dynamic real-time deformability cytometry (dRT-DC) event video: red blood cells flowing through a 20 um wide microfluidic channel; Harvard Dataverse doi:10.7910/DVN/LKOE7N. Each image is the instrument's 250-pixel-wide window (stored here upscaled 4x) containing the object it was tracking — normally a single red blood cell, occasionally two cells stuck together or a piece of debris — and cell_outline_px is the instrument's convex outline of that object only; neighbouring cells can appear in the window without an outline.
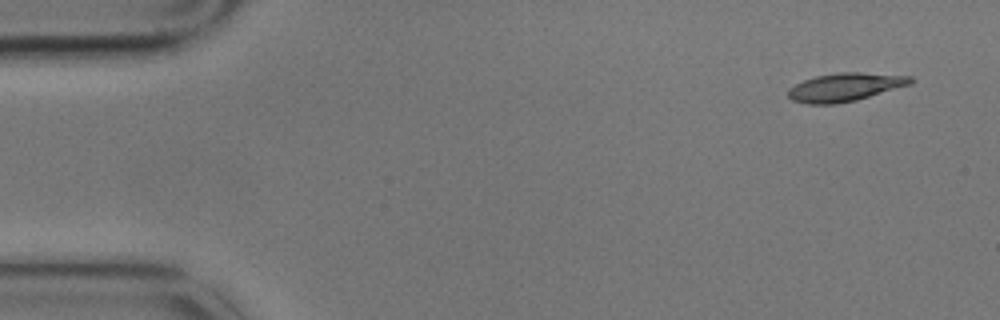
{"species": "common noctule bat (a hibernating species)", "species_latin": "Nyctalus noctula", "temperature_condition": "cold", "stored_images_in_passage": 10, "camera_frame_rate_fps": 3000, "um_per_image_px": 0.085, "animal": {"sex": "male", "body_mass_g": 17.9}, "frame": {"image": 1, "passage_image": 1, "time_ms": 0.0, "image_size_px": [1000, 320], "cell_outline_px": [[916, 80], [912, 84], [856, 100], [836, 104], [808, 104], [792, 100], [788, 96], [788, 88], [804, 80], [816, 76], [840, 72], [860, 72], [912, 76]], "centroid_in_image_um": [71.86, 7.4], "position_along_channel_um": 13.1, "area_um2": 20.23}}
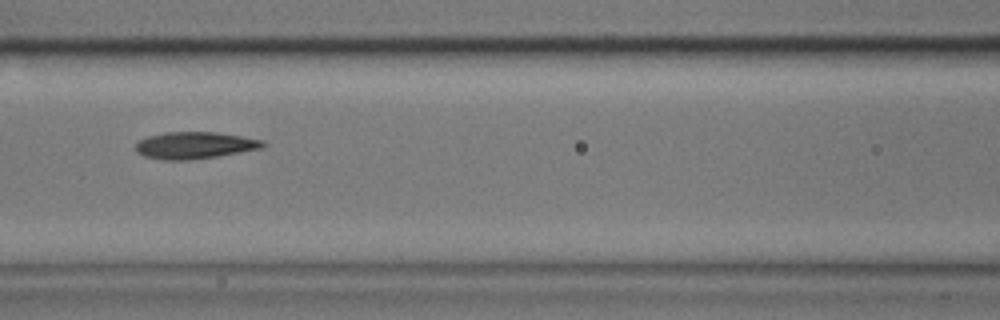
{"frame": {"image": 2, "passage_image": 7, "time_ms": 2.0, "image_size_px": [1000, 320], "cell_outline_px": [[268, 144], [264, 148], [216, 156], [188, 160], [164, 160], [144, 156], [136, 152], [136, 144], [140, 140], [148, 136], [164, 132], [216, 132], [264, 140]], "centroid_in_image_um": [16.57, 12.35], "position_along_channel_um": 150.0, "area_um2": 19.94}}
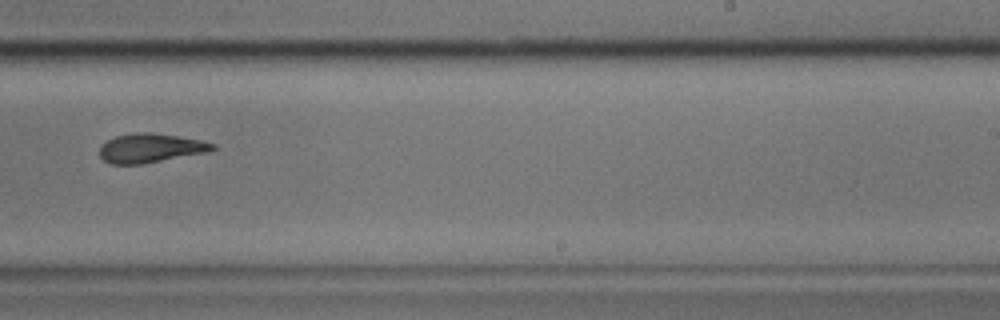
{"frame": {"image": 3, "passage_image": 10, "time_ms": 3.0, "image_size_px": [1000, 320], "cell_outline_px": [[216, 148], [208, 152], [140, 164], [112, 164], [104, 160], [100, 156], [100, 144], [116, 136], [132, 132], [152, 132], [200, 140], [216, 144]], "centroid_in_image_um": [12.77, 12.57], "position_along_channel_um": 276.2, "area_um2": 19.07}}